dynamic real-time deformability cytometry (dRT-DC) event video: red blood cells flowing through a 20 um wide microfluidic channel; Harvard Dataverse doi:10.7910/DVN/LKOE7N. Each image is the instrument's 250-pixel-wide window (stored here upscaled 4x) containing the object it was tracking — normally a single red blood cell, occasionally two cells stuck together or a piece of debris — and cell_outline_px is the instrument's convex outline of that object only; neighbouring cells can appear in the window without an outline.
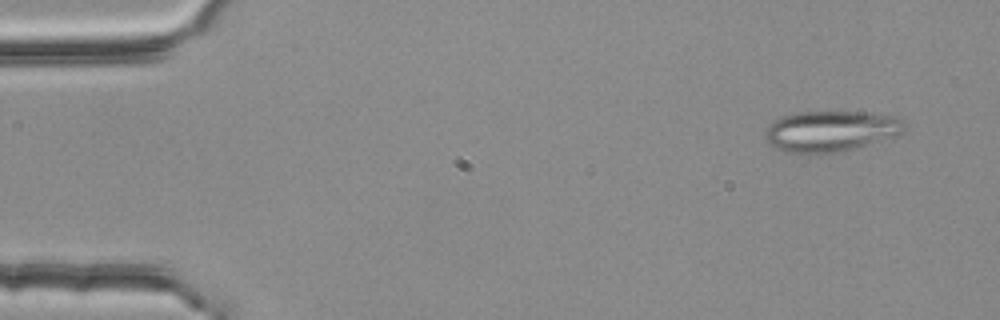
{"species": "common noctule bat (a hibernating species)", "species_latin": "Nyctalus noctula", "temperature_condition": "room temperature", "stored_images_in_passage": 54, "camera_frame_rate_fps": 3000, "um_per_image_px": 0.085, "animal": {"sex": "female", "body_mass_g": 25.1}, "frame": {"image": 1, "passage_image": 4, "time_ms": 1.0, "image_size_px": [1000, 320], "cell_outline_px": [[904, 132], [856, 148], [832, 152], [788, 152], [776, 148], [764, 140], [764, 132], [768, 124], [780, 116], [800, 112], [872, 112], [896, 116], [904, 120]], "centroid_in_image_um": [70.58, 11.11], "position_along_channel_um": 14.4, "area_um2": 32.95}}
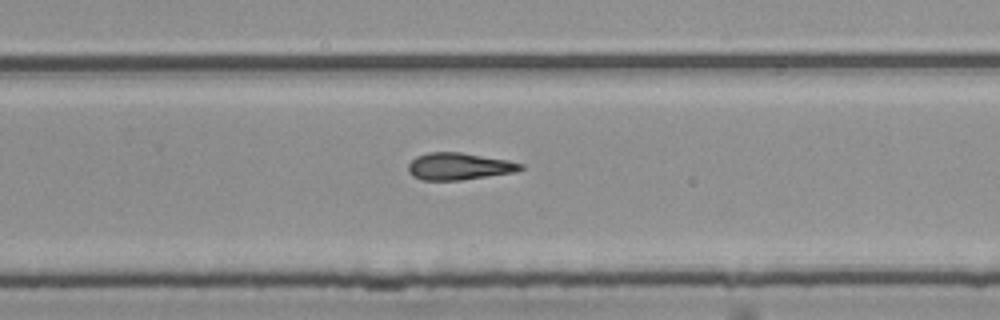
{"frame": {"image": 2, "passage_image": 35, "time_ms": 11.333, "image_size_px": [1000, 320], "cell_outline_px": [[524, 168], [516, 172], [460, 180], [420, 180], [412, 176], [408, 172], [408, 164], [416, 156], [428, 152], [460, 152], [508, 160], [524, 164]], "centroid_in_image_um": [39.0, 14.14], "position_along_channel_um": 290.8, "area_um2": 17.8}}
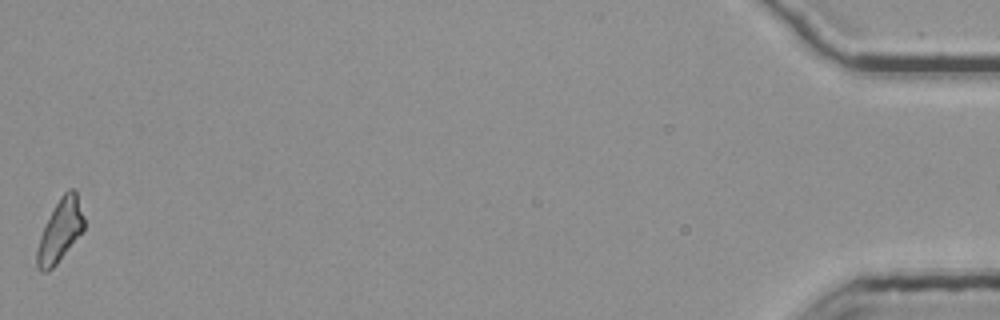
{"frame": {"image": 3, "passage_image": 54, "time_ms": 17.667, "image_size_px": [1000, 320], "cell_outline_px": [[84, 232], [56, 264], [48, 272], [40, 272], [36, 268], [36, 252], [40, 236], [60, 196], [68, 188], [72, 188], [76, 192], [84, 216]], "centroid_in_image_um": [5.12, 19.64], "position_along_channel_um": 430.1, "area_um2": 17.11}, "authors_computed_cell_mechanics": {"area_um2": 18.1203, "velocity_mm_per_s": 3.7943, "shape_relaxation_time_tau1_ms": null, "shape_relaxation_time_tau2_ms": 9.0821, "deformation_change_tau1": null, "deformation_change_tau2": 0.2185}}